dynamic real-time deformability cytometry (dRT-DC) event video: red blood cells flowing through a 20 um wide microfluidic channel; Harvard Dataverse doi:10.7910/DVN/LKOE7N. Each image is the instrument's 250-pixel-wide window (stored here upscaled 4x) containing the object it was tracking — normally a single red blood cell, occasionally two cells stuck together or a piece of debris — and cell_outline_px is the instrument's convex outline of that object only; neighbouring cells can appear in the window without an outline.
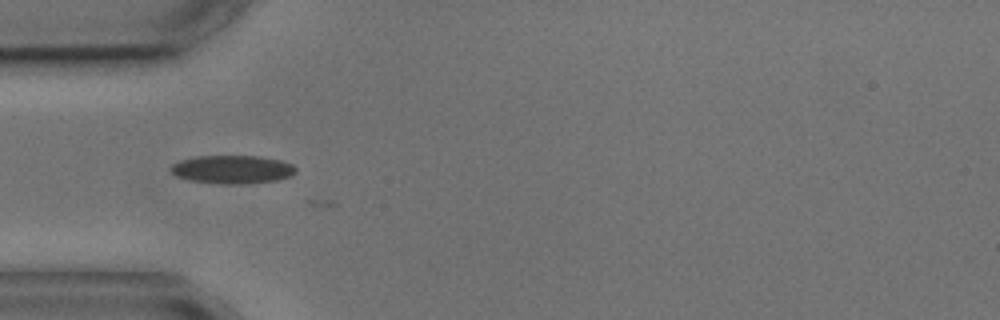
{"species": "common noctule bat (a hibernating species)", "species_latin": "Nyctalus noctula", "temperature_condition": "cold", "stored_images_in_passage": 5, "camera_frame_rate_fps": 3000, "um_per_image_px": 0.085, "animal": {"sex": "male", "body_mass_g": 17.9, "forearm_length_mm": 54.2}, "frame": {"image": 1, "passage_image": 3, "time_ms": 3.333, "image_size_px": [1000, 320], "cell_outline_px": [[296, 172], [292, 176], [276, 180], [244, 184], [224, 184], [188, 180], [176, 176], [172, 172], [172, 164], [180, 160], [196, 156], [260, 156], [280, 160], [292, 164], [296, 168]], "centroid_in_image_um": [19.77, 14.4], "position_along_channel_um": 65.2, "area_um2": 20.63}}